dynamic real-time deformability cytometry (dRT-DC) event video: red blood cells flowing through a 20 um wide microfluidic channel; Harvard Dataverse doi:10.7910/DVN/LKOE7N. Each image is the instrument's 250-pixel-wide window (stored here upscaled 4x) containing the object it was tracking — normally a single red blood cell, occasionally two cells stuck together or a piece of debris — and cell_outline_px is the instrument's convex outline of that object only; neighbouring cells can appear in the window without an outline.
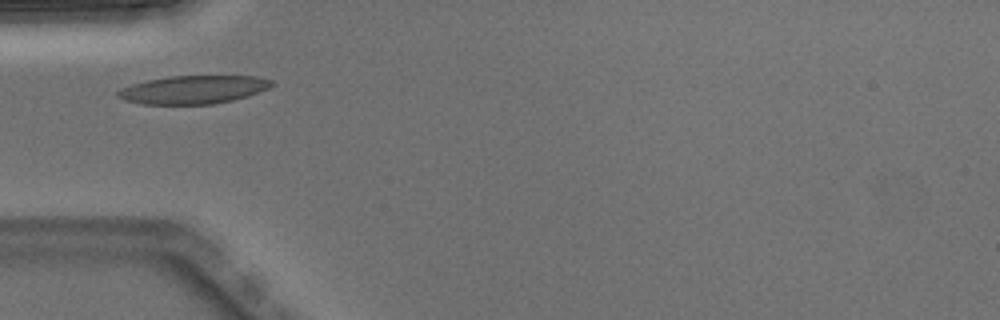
{"species": "Egyptian fruit bat (a non-hibernating species)", "species_latin": "Rousettus aegyptiacus", "temperature_condition": "warm", "stored_images_in_passage": 1, "camera_frame_rate_fps": 3000, "um_per_image_px": 0.085, "animal": {"sex": "male"}, "frame": {"image": 1, "passage_image": 1, "time_ms": 0.0, "image_size_px": [1000, 320], "cell_outline_px": [[276, 84], [268, 88], [248, 96], [232, 100], [212, 104], [140, 104], [124, 100], [116, 96], [116, 92], [120, 88], [132, 84], [148, 80], [168, 76], [256, 76], [272, 80]], "centroid_in_image_um": [16.42, 7.62], "position_along_channel_um": 68.6, "area_um2": 25.37}}